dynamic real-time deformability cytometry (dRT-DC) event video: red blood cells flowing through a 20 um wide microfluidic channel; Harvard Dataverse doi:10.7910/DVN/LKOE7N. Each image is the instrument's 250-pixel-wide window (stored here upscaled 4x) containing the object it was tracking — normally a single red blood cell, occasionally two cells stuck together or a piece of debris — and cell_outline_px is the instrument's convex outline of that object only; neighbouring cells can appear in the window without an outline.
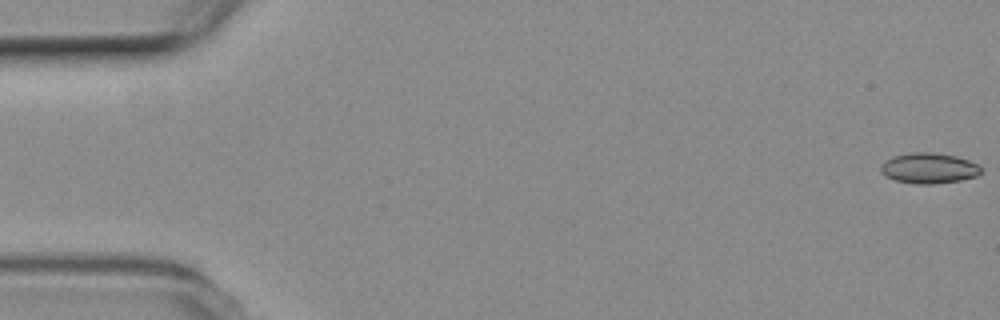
{"species": "common noctule bat (a hibernating species)", "species_latin": "Nyctalus noctula", "temperature_condition": "room temperature", "stored_images_in_passage": 56, "camera_frame_rate_fps": 3000, "um_per_image_px": 0.085, "animal": {"sex": "female", "body_mass_g": 19.3, "forearm_length_mm": 54.1}, "frame": {"image": 1, "passage_image": 1, "time_ms": 0.0, "image_size_px": [1000, 320], "cell_outline_px": [[980, 172], [976, 176], [960, 180], [932, 184], [916, 184], [896, 180], [880, 172], [880, 164], [884, 160], [892, 156], [908, 152], [932, 152], [956, 156], [968, 160], [976, 164], [980, 168]], "centroid_in_image_um": [78.9, 14.28], "position_along_channel_um": 6.1, "area_um2": 17.8}}
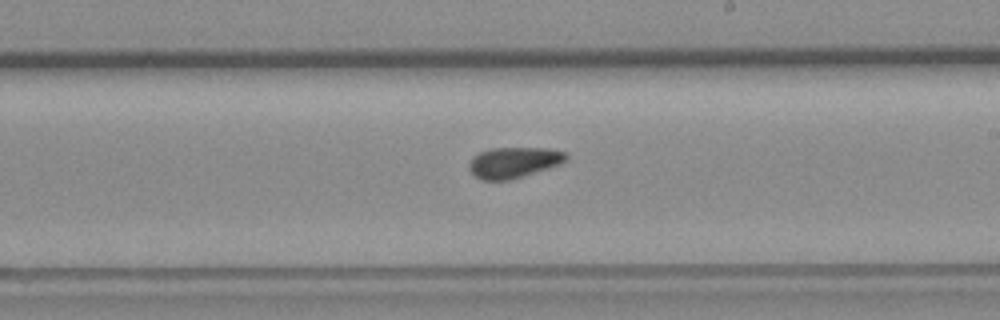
{"frame": {"image": 2, "passage_image": 32, "time_ms": 10.333, "image_size_px": [1000, 320], "cell_outline_px": [[568, 160], [560, 164], [512, 180], [480, 180], [468, 168], [468, 164], [472, 156], [480, 152], [492, 148], [548, 148], [568, 152]], "centroid_in_image_um": [43.69, 13.8], "position_along_channel_um": 245.3, "area_um2": 17.63}}
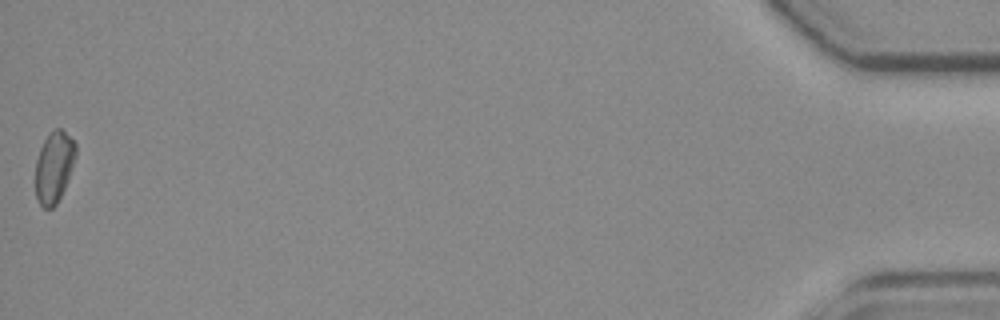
{"frame": {"image": 3, "passage_image": 55, "time_ms": 18.0, "image_size_px": [1000, 320], "cell_outline_px": [[76, 156], [68, 180], [56, 204], [52, 208], [44, 208], [40, 204], [36, 196], [36, 160], [40, 148], [44, 140], [56, 128], [60, 128], [76, 144]], "centroid_in_image_um": [4.59, 14.21], "position_along_channel_um": 430.6, "area_um2": 16.42}, "authors_computed_cell_mechanics": {"area_um2": 17.1088, "velocity_mm_per_s": 3.7764, "shape_relaxation_time_tau1_ms": null, "shape_relaxation_time_tau2_ms": 3.2148, "deformation_change_tau1": null, "deformation_change_tau2": 0.08}}